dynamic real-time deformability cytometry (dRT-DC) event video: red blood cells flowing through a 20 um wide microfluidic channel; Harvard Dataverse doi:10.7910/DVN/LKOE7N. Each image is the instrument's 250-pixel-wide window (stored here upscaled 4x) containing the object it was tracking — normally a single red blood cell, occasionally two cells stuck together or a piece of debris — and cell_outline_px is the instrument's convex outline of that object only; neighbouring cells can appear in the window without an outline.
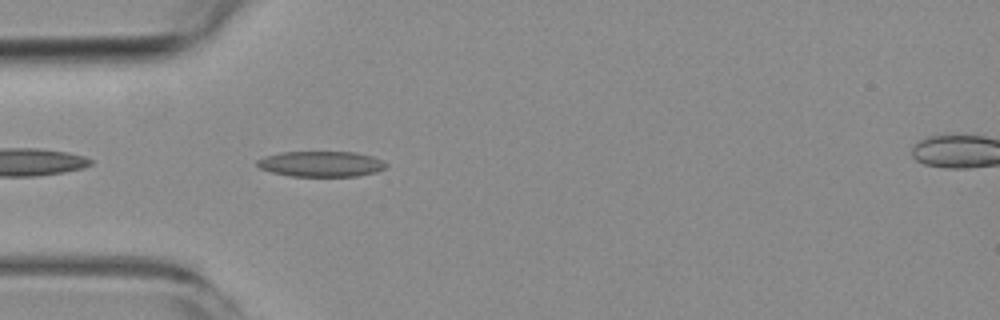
{"species": "common noctule bat (a hibernating species)", "species_latin": "Nyctalus noctula", "temperature_condition": "room temperature", "stored_images_in_passage": 4, "segment_of_instrument_passage": [1, 2], "camera_frame_rate_fps": 3000, "um_per_image_px": 0.085, "animal": {"sex": "female", "body_mass_g": 19.3, "forearm_length_mm": 54.1}, "frame": {"image": 1, "passage_image": 3, "time_ms": 4.0, "image_size_px": [1000, 320], "cell_outline_px": [[388, 168], [376, 172], [356, 176], [288, 176], [272, 172], [260, 168], [256, 164], [256, 160], [264, 156], [280, 152], [356, 152], [372, 156], [384, 160], [388, 164]], "centroid_in_image_um": [27.32, 13.93], "position_along_channel_um": 57.7, "area_um2": 19.42}}